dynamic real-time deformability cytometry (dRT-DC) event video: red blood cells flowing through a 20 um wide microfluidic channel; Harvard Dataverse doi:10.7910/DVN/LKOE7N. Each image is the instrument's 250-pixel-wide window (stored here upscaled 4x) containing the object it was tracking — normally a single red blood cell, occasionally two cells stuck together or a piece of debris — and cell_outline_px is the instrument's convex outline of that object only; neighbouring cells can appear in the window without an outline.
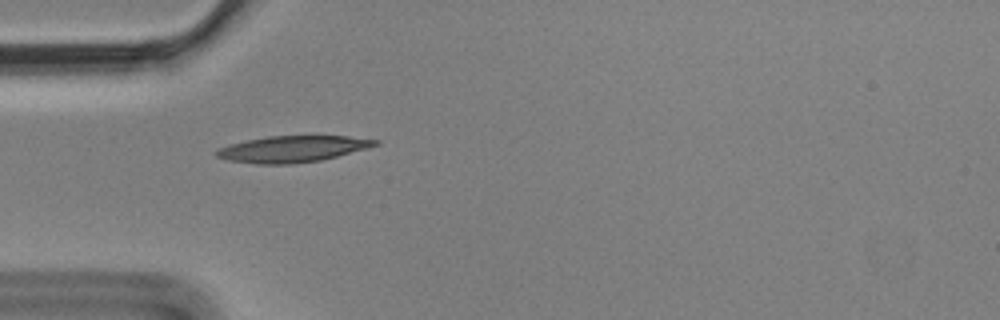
{"species": "Egyptian fruit bat (a non-hibernating species)", "species_latin": "Rousettus aegyptiacus", "temperature_condition": "cold", "stored_images_in_passage": 4, "camera_frame_rate_fps": 3000, "um_per_image_px": 0.085, "animal": {"sex": "male"}, "frame": {"image": 1, "passage_image": 3, "time_ms": 0.667, "image_size_px": [1000, 320], "cell_outline_px": [[380, 144], [368, 148], [320, 160], [288, 164], [256, 164], [228, 160], [216, 156], [216, 148], [248, 140], [268, 136], [348, 136], [380, 140]], "centroid_in_image_um": [24.87, 12.66], "position_along_channel_um": 60.1, "area_um2": 24.16}}